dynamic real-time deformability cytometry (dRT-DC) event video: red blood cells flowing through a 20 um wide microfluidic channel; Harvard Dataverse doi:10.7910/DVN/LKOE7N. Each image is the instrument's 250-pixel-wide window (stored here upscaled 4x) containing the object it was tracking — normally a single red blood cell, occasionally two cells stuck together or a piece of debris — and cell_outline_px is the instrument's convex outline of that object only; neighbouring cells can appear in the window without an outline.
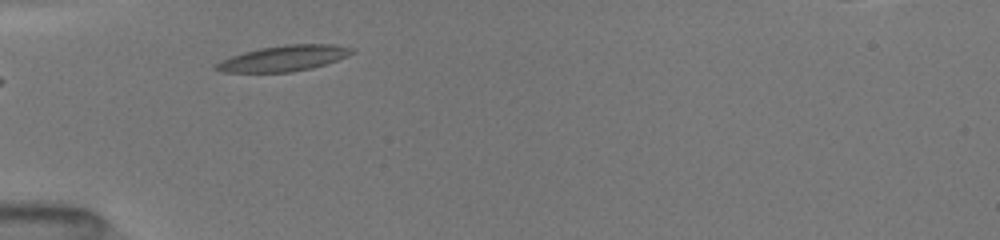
{"species": "common noctule bat (a hibernating species)", "species_latin": "Nyctalus noctula", "temperature_condition": "room temperature", "stored_images_in_passage": 3, "camera_frame_rate_fps": 3000, "um_per_image_px": 0.085, "animal": {"sex": "female", "body_mass_g": 19.5, "forearm_length_mm": 54.1}, "frame": {"image": 1, "passage_image": 1, "time_ms": 0.0, "image_size_px": [1000, 240], "cell_outline_px": [[356, 52], [348, 56], [312, 68], [292, 72], [220, 72], [212, 68], [220, 60], [244, 52], [260, 48], [284, 44], [332, 44], [352, 48]], "centroid_in_image_um": [24.1, 4.96], "position_along_channel_um": 60.9, "area_um2": 20.35}}